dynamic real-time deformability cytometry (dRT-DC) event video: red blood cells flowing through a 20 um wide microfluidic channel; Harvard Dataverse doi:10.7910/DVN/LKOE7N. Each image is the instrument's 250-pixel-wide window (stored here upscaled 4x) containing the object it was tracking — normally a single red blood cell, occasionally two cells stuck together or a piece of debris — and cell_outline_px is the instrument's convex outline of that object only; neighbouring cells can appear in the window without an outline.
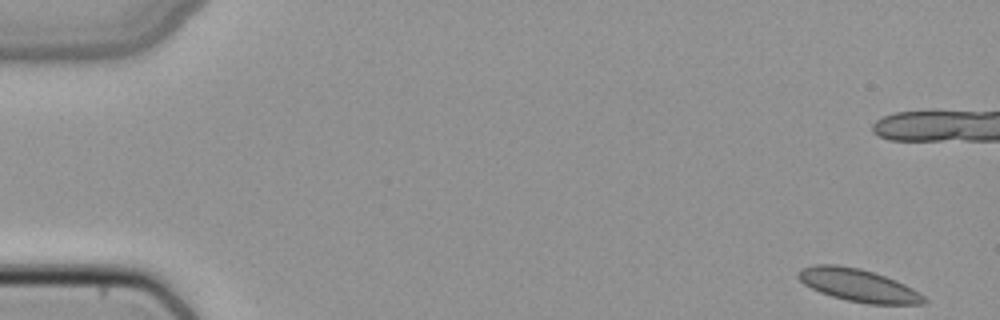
{"species": "common noctule bat (a hibernating species)", "species_latin": "Nyctalus noctula", "temperature_condition": "cold", "stored_images_in_passage": 50, "camera_frame_rate_fps": 3000, "um_per_image_px": 0.085, "animal": {"sex": "female", "body_mass_g": 22.7, "forearm_length_mm": 54.2}, "frame": {"image": 1, "passage_image": 1, "time_ms": 0.0, "image_size_px": [1000, 320], "cell_outline_px": [[928, 300], [924, 304], [868, 304], [848, 300], [832, 296], [820, 292], [804, 284], [796, 276], [796, 272], [800, 268], [816, 264], [836, 264], [860, 268], [896, 280], [912, 288], [924, 296]], "centroid_in_image_um": [72.93, 24.24], "position_along_channel_um": 12.1, "area_um2": 23.93}}